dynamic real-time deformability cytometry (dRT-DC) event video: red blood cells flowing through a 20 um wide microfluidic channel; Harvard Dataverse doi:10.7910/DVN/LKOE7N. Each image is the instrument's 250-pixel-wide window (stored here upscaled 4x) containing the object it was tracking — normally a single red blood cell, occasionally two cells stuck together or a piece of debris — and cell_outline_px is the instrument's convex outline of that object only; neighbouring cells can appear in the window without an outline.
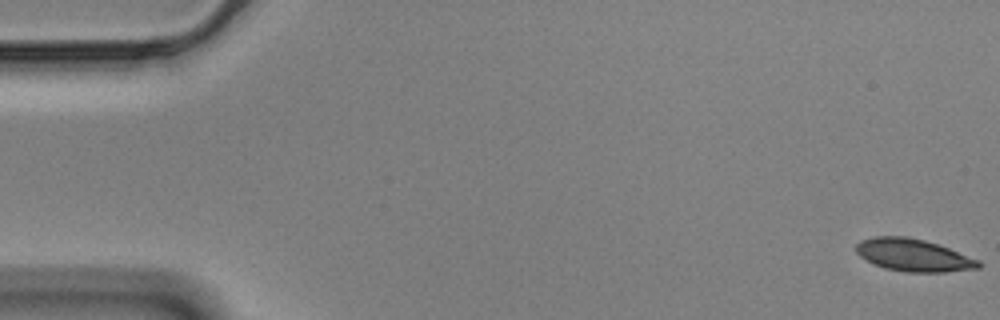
{"species": "Egyptian fruit bat (a non-hibernating species)", "species_latin": "Rousettus aegyptiacus", "temperature_condition": "cold", "stored_images_in_passage": 57, "camera_frame_rate_fps": 3000, "um_per_image_px": 0.085, "animal": {"sex": "male"}, "frame": {"image": 1, "passage_image": 1, "time_ms": 0.0, "image_size_px": [1000, 320], "cell_outline_px": [[980, 268], [944, 272], [904, 272], [884, 268], [860, 256], [856, 252], [856, 244], [860, 240], [876, 236], [908, 236], [924, 240], [948, 248], [980, 260]], "centroid_in_image_um": [77.63, 21.68], "position_along_channel_um": 7.4, "area_um2": 23.0}}
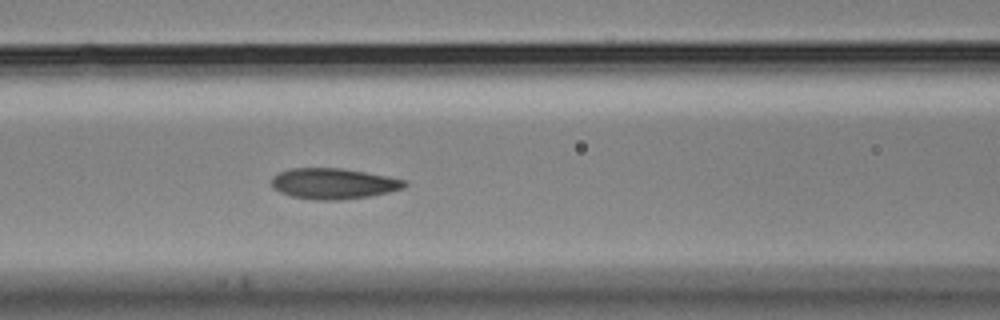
{"frame": {"image": 2, "passage_image": 24, "time_ms": 7.667, "image_size_px": [1000, 320], "cell_outline_px": [[408, 184], [404, 188], [388, 192], [368, 196], [340, 200], [316, 200], [292, 196], [280, 192], [272, 188], [272, 176], [280, 172], [292, 168], [340, 168], [388, 176], [408, 180]], "centroid_in_image_um": [28.36, 15.6], "position_along_channel_um": 138.2, "area_um2": 23.81}}
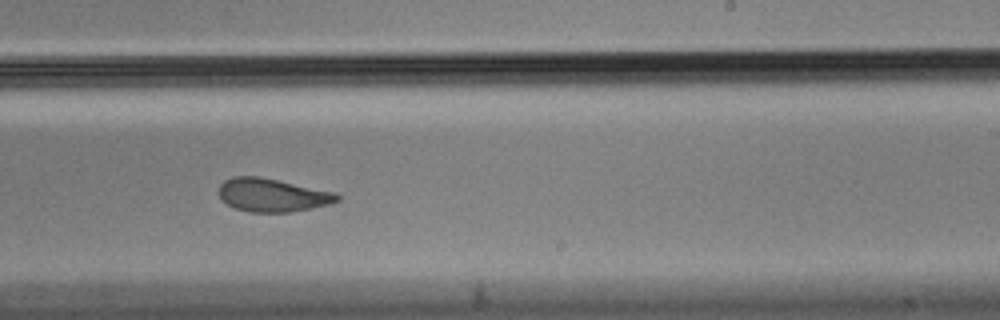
{"frame": {"image": 3, "passage_image": 35, "time_ms": 11.333, "image_size_px": [1000, 320], "cell_outline_px": [[340, 200], [328, 204], [292, 212], [248, 212], [236, 208], [228, 204], [220, 196], [220, 184], [224, 180], [232, 176], [260, 176], [336, 192], [340, 196]], "centroid_in_image_um": [23.17, 16.57], "position_along_channel_um": 265.8, "area_um2": 22.89}, "authors_computed_cell_mechanics": {"area_um2": 23.7558, "velocity_mm_per_s": 3.4882, "shape_relaxation_time_tau1_ms": 4.4373, "shape_relaxation_time_tau2_ms": 1.981, "deformation_change_tau1": 0.1438, "deformation_change_tau2": 0.0671}}